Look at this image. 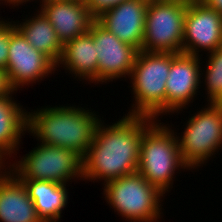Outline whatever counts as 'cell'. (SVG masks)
<instances>
[{
    "instance_id": "obj_1",
    "label": "cell",
    "mask_w": 222,
    "mask_h": 222,
    "mask_svg": "<svg viewBox=\"0 0 222 222\" xmlns=\"http://www.w3.org/2000/svg\"><path fill=\"white\" fill-rule=\"evenodd\" d=\"M142 140V116L126 115L112 125L102 121L82 158V179L104 180L136 173Z\"/></svg>"
},
{
    "instance_id": "obj_2",
    "label": "cell",
    "mask_w": 222,
    "mask_h": 222,
    "mask_svg": "<svg viewBox=\"0 0 222 222\" xmlns=\"http://www.w3.org/2000/svg\"><path fill=\"white\" fill-rule=\"evenodd\" d=\"M101 121L94 111L81 107H46L27 113V131L43 144L75 151L83 158Z\"/></svg>"
},
{
    "instance_id": "obj_3",
    "label": "cell",
    "mask_w": 222,
    "mask_h": 222,
    "mask_svg": "<svg viewBox=\"0 0 222 222\" xmlns=\"http://www.w3.org/2000/svg\"><path fill=\"white\" fill-rule=\"evenodd\" d=\"M156 121L142 116V140L137 172L165 194L170 186H173L171 184L176 169L189 167L181 157L174 130Z\"/></svg>"
},
{
    "instance_id": "obj_4",
    "label": "cell",
    "mask_w": 222,
    "mask_h": 222,
    "mask_svg": "<svg viewBox=\"0 0 222 222\" xmlns=\"http://www.w3.org/2000/svg\"><path fill=\"white\" fill-rule=\"evenodd\" d=\"M172 53L139 51L130 78L135 104L127 115L157 119L166 115V81Z\"/></svg>"
},
{
    "instance_id": "obj_5",
    "label": "cell",
    "mask_w": 222,
    "mask_h": 222,
    "mask_svg": "<svg viewBox=\"0 0 222 222\" xmlns=\"http://www.w3.org/2000/svg\"><path fill=\"white\" fill-rule=\"evenodd\" d=\"M104 184L105 200L112 208L130 222H157L162 214L161 196L156 187L140 173L107 181Z\"/></svg>"
},
{
    "instance_id": "obj_6",
    "label": "cell",
    "mask_w": 222,
    "mask_h": 222,
    "mask_svg": "<svg viewBox=\"0 0 222 222\" xmlns=\"http://www.w3.org/2000/svg\"><path fill=\"white\" fill-rule=\"evenodd\" d=\"M188 0H149L142 51L182 53Z\"/></svg>"
},
{
    "instance_id": "obj_7",
    "label": "cell",
    "mask_w": 222,
    "mask_h": 222,
    "mask_svg": "<svg viewBox=\"0 0 222 222\" xmlns=\"http://www.w3.org/2000/svg\"><path fill=\"white\" fill-rule=\"evenodd\" d=\"M8 167H12L10 171L18 179L46 180L60 184H68L67 181L76 177L82 180V157L79 154L43 143Z\"/></svg>"
},
{
    "instance_id": "obj_8",
    "label": "cell",
    "mask_w": 222,
    "mask_h": 222,
    "mask_svg": "<svg viewBox=\"0 0 222 222\" xmlns=\"http://www.w3.org/2000/svg\"><path fill=\"white\" fill-rule=\"evenodd\" d=\"M180 137L179 151L188 170L207 162L222 146V103H208L207 108L191 116Z\"/></svg>"
},
{
    "instance_id": "obj_9",
    "label": "cell",
    "mask_w": 222,
    "mask_h": 222,
    "mask_svg": "<svg viewBox=\"0 0 222 222\" xmlns=\"http://www.w3.org/2000/svg\"><path fill=\"white\" fill-rule=\"evenodd\" d=\"M222 46V14L201 0H188L184 20L182 53L200 56Z\"/></svg>"
},
{
    "instance_id": "obj_10",
    "label": "cell",
    "mask_w": 222,
    "mask_h": 222,
    "mask_svg": "<svg viewBox=\"0 0 222 222\" xmlns=\"http://www.w3.org/2000/svg\"><path fill=\"white\" fill-rule=\"evenodd\" d=\"M55 70L56 64L34 49L16 27L11 31L6 73L14 91L42 80Z\"/></svg>"
},
{
    "instance_id": "obj_11",
    "label": "cell",
    "mask_w": 222,
    "mask_h": 222,
    "mask_svg": "<svg viewBox=\"0 0 222 222\" xmlns=\"http://www.w3.org/2000/svg\"><path fill=\"white\" fill-rule=\"evenodd\" d=\"M88 32L92 35L96 46L97 84L107 83L122 76L129 78L139 51L120 41L97 20L92 22Z\"/></svg>"
},
{
    "instance_id": "obj_12",
    "label": "cell",
    "mask_w": 222,
    "mask_h": 222,
    "mask_svg": "<svg viewBox=\"0 0 222 222\" xmlns=\"http://www.w3.org/2000/svg\"><path fill=\"white\" fill-rule=\"evenodd\" d=\"M199 58L186 53H172L166 81V114L185 108L197 94L203 74Z\"/></svg>"
},
{
    "instance_id": "obj_13",
    "label": "cell",
    "mask_w": 222,
    "mask_h": 222,
    "mask_svg": "<svg viewBox=\"0 0 222 222\" xmlns=\"http://www.w3.org/2000/svg\"><path fill=\"white\" fill-rule=\"evenodd\" d=\"M148 3L149 0H126L96 20L120 41L141 51Z\"/></svg>"
},
{
    "instance_id": "obj_14",
    "label": "cell",
    "mask_w": 222,
    "mask_h": 222,
    "mask_svg": "<svg viewBox=\"0 0 222 222\" xmlns=\"http://www.w3.org/2000/svg\"><path fill=\"white\" fill-rule=\"evenodd\" d=\"M41 3L40 11L53 25L63 45L75 37L87 33L95 20L84 0Z\"/></svg>"
},
{
    "instance_id": "obj_15",
    "label": "cell",
    "mask_w": 222,
    "mask_h": 222,
    "mask_svg": "<svg viewBox=\"0 0 222 222\" xmlns=\"http://www.w3.org/2000/svg\"><path fill=\"white\" fill-rule=\"evenodd\" d=\"M0 221L42 222L25 185L11 171L0 180Z\"/></svg>"
},
{
    "instance_id": "obj_16",
    "label": "cell",
    "mask_w": 222,
    "mask_h": 222,
    "mask_svg": "<svg viewBox=\"0 0 222 222\" xmlns=\"http://www.w3.org/2000/svg\"><path fill=\"white\" fill-rule=\"evenodd\" d=\"M63 65L71 74L80 79L97 82L98 59L92 35L87 32L63 45L62 56L56 68Z\"/></svg>"
},
{
    "instance_id": "obj_17",
    "label": "cell",
    "mask_w": 222,
    "mask_h": 222,
    "mask_svg": "<svg viewBox=\"0 0 222 222\" xmlns=\"http://www.w3.org/2000/svg\"><path fill=\"white\" fill-rule=\"evenodd\" d=\"M19 180L25 185L42 222L59 221L68 201L66 184L46 180Z\"/></svg>"
},
{
    "instance_id": "obj_18",
    "label": "cell",
    "mask_w": 222,
    "mask_h": 222,
    "mask_svg": "<svg viewBox=\"0 0 222 222\" xmlns=\"http://www.w3.org/2000/svg\"><path fill=\"white\" fill-rule=\"evenodd\" d=\"M11 97H0V151L10 158L19 150L21 136L27 130V111Z\"/></svg>"
},
{
    "instance_id": "obj_19",
    "label": "cell",
    "mask_w": 222,
    "mask_h": 222,
    "mask_svg": "<svg viewBox=\"0 0 222 222\" xmlns=\"http://www.w3.org/2000/svg\"><path fill=\"white\" fill-rule=\"evenodd\" d=\"M14 23L34 49L41 51L57 65L62 56L63 44L53 25L41 11L23 23Z\"/></svg>"
},
{
    "instance_id": "obj_20",
    "label": "cell",
    "mask_w": 222,
    "mask_h": 222,
    "mask_svg": "<svg viewBox=\"0 0 222 222\" xmlns=\"http://www.w3.org/2000/svg\"><path fill=\"white\" fill-rule=\"evenodd\" d=\"M206 64L205 85L209 103H222V46L210 52Z\"/></svg>"
},
{
    "instance_id": "obj_21",
    "label": "cell",
    "mask_w": 222,
    "mask_h": 222,
    "mask_svg": "<svg viewBox=\"0 0 222 222\" xmlns=\"http://www.w3.org/2000/svg\"><path fill=\"white\" fill-rule=\"evenodd\" d=\"M13 21L0 20V69L6 70L11 31L15 28Z\"/></svg>"
},
{
    "instance_id": "obj_22",
    "label": "cell",
    "mask_w": 222,
    "mask_h": 222,
    "mask_svg": "<svg viewBox=\"0 0 222 222\" xmlns=\"http://www.w3.org/2000/svg\"><path fill=\"white\" fill-rule=\"evenodd\" d=\"M126 0H84L91 16L96 20L104 12Z\"/></svg>"
},
{
    "instance_id": "obj_23",
    "label": "cell",
    "mask_w": 222,
    "mask_h": 222,
    "mask_svg": "<svg viewBox=\"0 0 222 222\" xmlns=\"http://www.w3.org/2000/svg\"><path fill=\"white\" fill-rule=\"evenodd\" d=\"M14 90L10 87L6 70L0 69V97L13 94Z\"/></svg>"
},
{
    "instance_id": "obj_24",
    "label": "cell",
    "mask_w": 222,
    "mask_h": 222,
    "mask_svg": "<svg viewBox=\"0 0 222 222\" xmlns=\"http://www.w3.org/2000/svg\"><path fill=\"white\" fill-rule=\"evenodd\" d=\"M207 7L217 10L222 14V0H201Z\"/></svg>"
},
{
    "instance_id": "obj_25",
    "label": "cell",
    "mask_w": 222,
    "mask_h": 222,
    "mask_svg": "<svg viewBox=\"0 0 222 222\" xmlns=\"http://www.w3.org/2000/svg\"><path fill=\"white\" fill-rule=\"evenodd\" d=\"M5 158H6V155H4L1 151H0V180H2L9 172L10 170L5 166ZM6 167V168H5ZM5 168V170H4ZM4 170V172L2 170ZM9 170V171H7ZM7 171V172H6Z\"/></svg>"
},
{
    "instance_id": "obj_26",
    "label": "cell",
    "mask_w": 222,
    "mask_h": 222,
    "mask_svg": "<svg viewBox=\"0 0 222 222\" xmlns=\"http://www.w3.org/2000/svg\"><path fill=\"white\" fill-rule=\"evenodd\" d=\"M28 1H30V0H5V2L4 3H9V5L11 4H13L15 7L16 6H18L19 4H23L24 2L26 3V2H28ZM32 1V0H31Z\"/></svg>"
},
{
    "instance_id": "obj_27",
    "label": "cell",
    "mask_w": 222,
    "mask_h": 222,
    "mask_svg": "<svg viewBox=\"0 0 222 222\" xmlns=\"http://www.w3.org/2000/svg\"><path fill=\"white\" fill-rule=\"evenodd\" d=\"M59 1H76V0H42V2H59Z\"/></svg>"
}]
</instances>
